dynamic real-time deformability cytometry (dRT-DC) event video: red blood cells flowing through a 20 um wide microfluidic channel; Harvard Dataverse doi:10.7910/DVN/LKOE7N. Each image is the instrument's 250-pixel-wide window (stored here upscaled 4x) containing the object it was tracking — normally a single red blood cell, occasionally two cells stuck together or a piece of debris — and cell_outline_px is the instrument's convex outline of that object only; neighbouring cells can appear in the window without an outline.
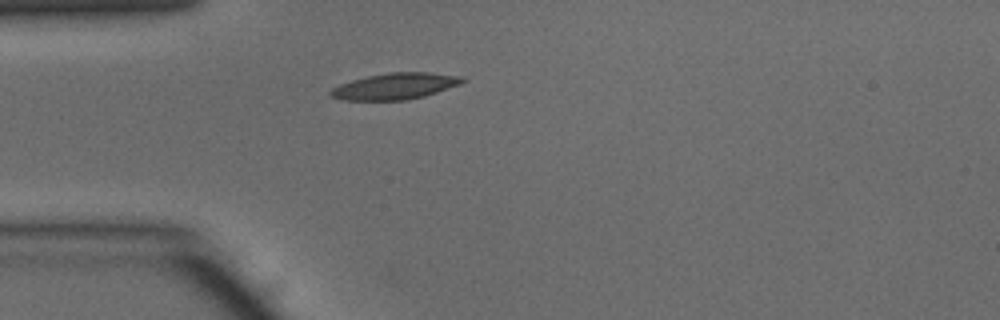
{"species": "common noctule bat (a hibernating species)", "species_latin": "Nyctalus noctula", "temperature_condition": "warm", "stored_images_in_passage": 36, "camera_frame_rate_fps": 3000, "um_per_image_px": 0.085, "animal": {"sex": "male", "body_mass_g": 15.6}, "frame": {"image": 1, "passage_image": 1, "time_ms": 0.0, "image_size_px": [1000, 320], "cell_outline_px": [[464, 80], [460, 84], [424, 96], [408, 100], [340, 100], [328, 96], [328, 92], [332, 88], [340, 84], [352, 80], [368, 76], [388, 72], [428, 72], [464, 76]], "centroid_in_image_um": [33.54, 7.33], "position_along_channel_um": 51.5, "area_um2": 20.29}}
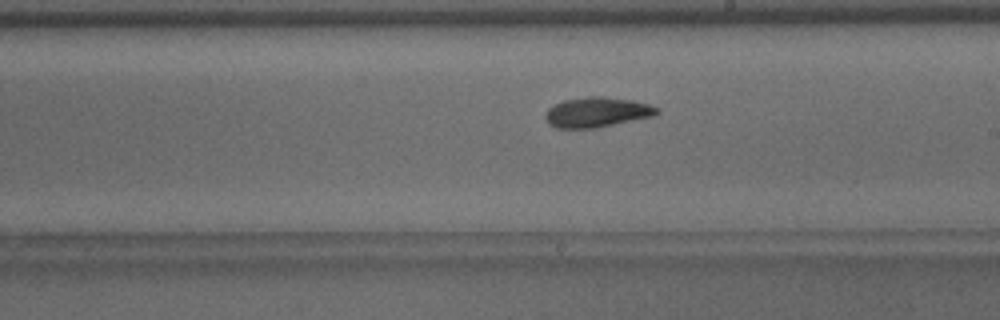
{"frame": {"image": 2, "passage_image": 15, "time_ms": 4.667, "image_size_px": [1000, 320], "cell_outline_px": [[660, 112], [656, 116], [596, 128], [556, 128], [548, 124], [544, 116], [544, 112], [548, 108], [564, 100], [588, 96], [600, 96], [632, 100], [648, 104], [660, 108]], "centroid_in_image_um": [50.75, 9.54], "position_along_channel_um": 238.2, "area_um2": 19.77}}
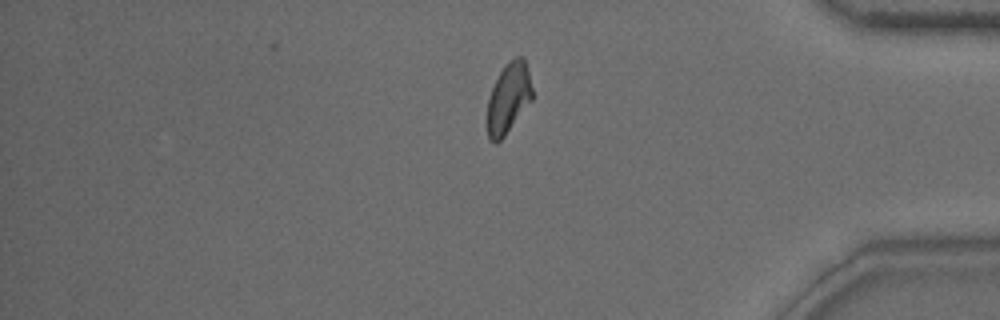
{"frame": {"image": 3, "passage_image": 28, "time_ms": 9.0, "image_size_px": [1000, 320], "cell_outline_px": [[532, 100], [504, 136], [496, 144], [492, 144], [488, 140], [488, 100], [492, 88], [500, 72], [516, 56], [524, 56], [532, 88]], "centroid_in_image_um": [43.22, 8.38], "position_along_channel_um": 392.0, "area_um2": 18.09}, "authors_computed_cell_mechanics": {"area_um2": 18.785, "velocity_mm_per_s": 4.1584, "shape_relaxation_time_tau1_ms": 8.8152, "shape_relaxation_time_tau2_ms": 4.95, "deformation_change_tau1": 0.2279, "deformation_change_tau2": 0.1257}}